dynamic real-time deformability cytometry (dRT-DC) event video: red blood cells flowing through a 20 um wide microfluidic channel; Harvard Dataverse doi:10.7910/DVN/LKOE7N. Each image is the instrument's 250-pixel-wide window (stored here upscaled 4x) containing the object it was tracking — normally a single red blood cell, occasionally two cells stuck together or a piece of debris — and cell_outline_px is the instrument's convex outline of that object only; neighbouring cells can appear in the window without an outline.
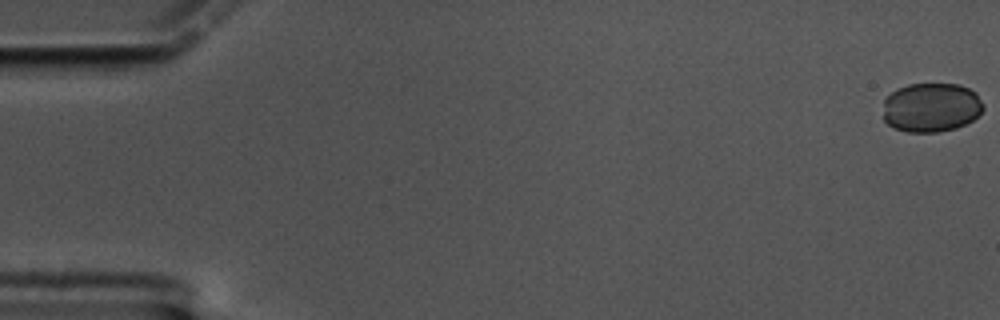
{"species": "common noctule bat (a hibernating species)", "species_latin": "Nyctalus noctula", "temperature_condition": "cold", "stored_images_in_passage": 60, "camera_frame_rate_fps": 3000, "um_per_image_px": 0.085, "animal": {"sex": "male", "body_mass_g": 17.5, "forearm_length_mm": 52.3}, "frame": {"image": 1, "passage_image": 1, "time_ms": 0.0, "image_size_px": [1000, 320], "cell_outline_px": [[984, 108], [972, 120], [956, 128], [940, 132], [908, 132], [892, 128], [884, 120], [884, 100], [896, 88], [908, 84], [960, 84], [976, 92], [984, 104]], "centroid_in_image_um": [79.15, 9.13], "position_along_channel_um": 5.9, "area_um2": 28.96}}
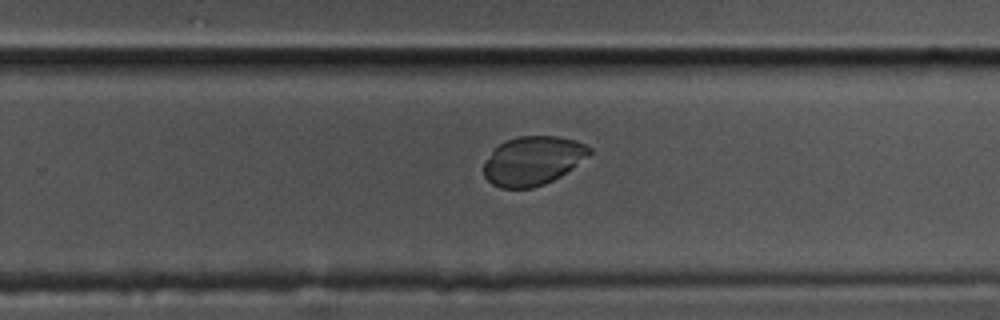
{"frame": {"image": 2, "passage_image": 39, "time_ms": 12.667, "image_size_px": [1000, 320], "cell_outline_px": [[592, 152], [572, 168], [560, 176], [544, 184], [532, 188], [500, 188], [492, 184], [484, 176], [484, 160], [504, 140], [516, 136], [556, 136], [576, 140], [592, 148]], "centroid_in_image_um": [45.27, 13.65], "position_along_channel_um": 284.5, "area_um2": 30.06}}
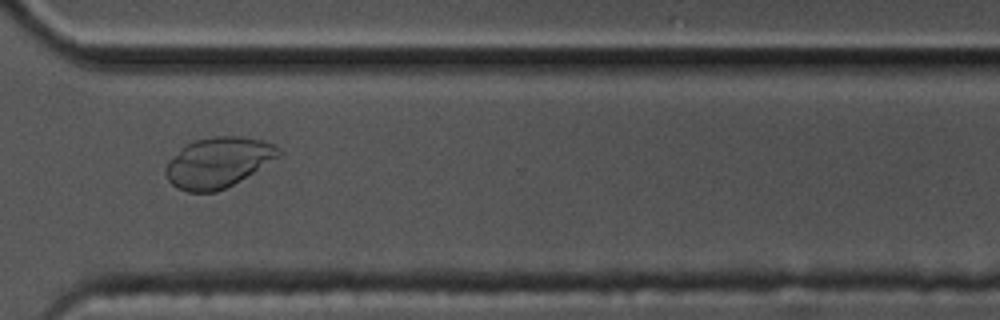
{"frame": {"image": 3, "passage_image": 45, "time_ms": 14.667, "image_size_px": [1000, 320], "cell_outline_px": [[284, 152], [280, 156], [240, 180], [216, 192], [188, 192], [176, 188], [168, 180], [164, 172], [164, 168], [168, 160], [192, 140], [212, 136], [236, 136], [264, 140], [276, 144]], "centroid_in_image_um": [18.54, 13.79], "position_along_channel_um": 352.1, "area_um2": 33.23}}